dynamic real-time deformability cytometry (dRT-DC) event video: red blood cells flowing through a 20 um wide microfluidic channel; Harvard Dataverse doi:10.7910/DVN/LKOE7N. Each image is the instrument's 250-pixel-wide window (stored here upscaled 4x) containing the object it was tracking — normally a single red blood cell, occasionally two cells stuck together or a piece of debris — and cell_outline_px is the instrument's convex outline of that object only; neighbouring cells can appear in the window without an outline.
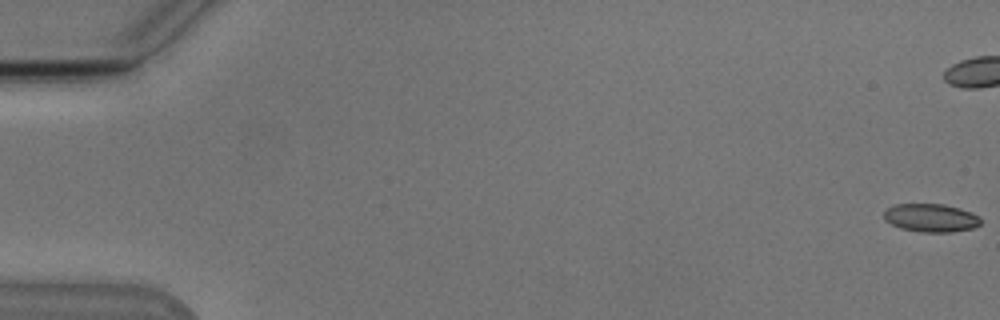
{"species": "Egyptian fruit bat (a non-hibernating species)", "species_latin": "Rousettus aegyptiacus", "temperature_condition": "cold", "stored_images_in_passage": 56, "camera_frame_rate_fps": 3000, "um_per_image_px": 0.085, "animal": {"sex": "male"}, "frame": {"image": 1, "passage_image": 1, "time_ms": 0.0, "image_size_px": [1000, 320], "cell_outline_px": [[980, 224], [972, 228], [952, 232], [920, 232], [900, 228], [884, 220], [884, 212], [888, 208], [896, 204], [944, 204], [960, 208], [972, 212], [980, 216]], "centroid_in_image_um": [79.14, 18.51], "position_along_channel_um": 5.9, "area_um2": 15.95}}
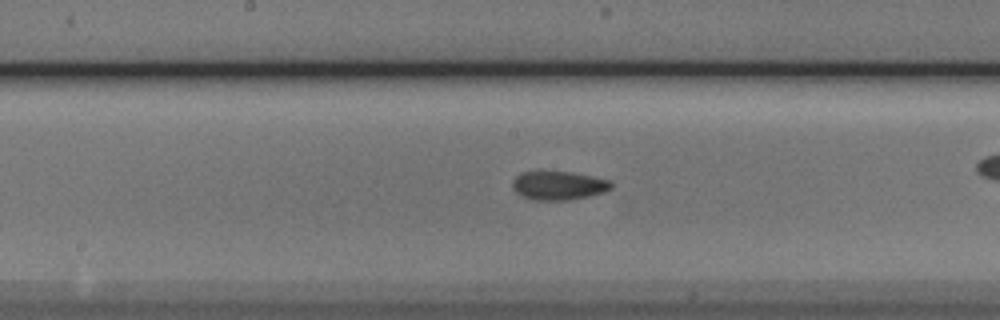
{"frame": {"image": 2, "passage_image": 29, "time_ms": 9.333, "image_size_px": [1000, 320], "cell_outline_px": [[612, 188], [604, 192], [588, 196], [568, 200], [532, 200], [520, 196], [512, 188], [512, 180], [520, 172], [568, 172], [592, 176], [612, 180]], "centroid_in_image_um": [47.46, 15.78], "position_along_channel_um": 200.7, "area_um2": 16.59}}
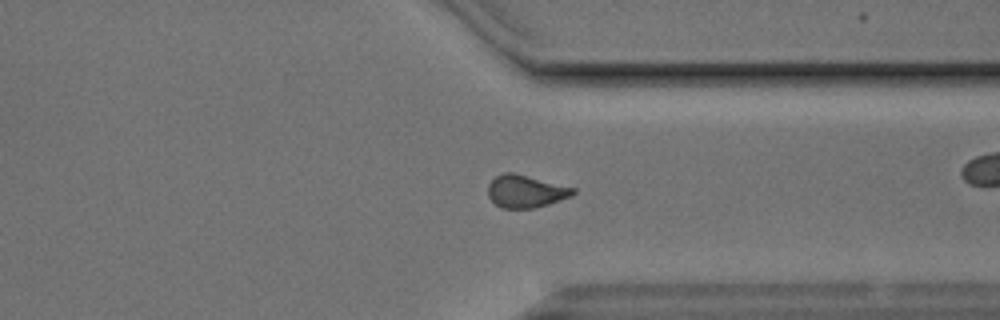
{"frame": {"image": 3, "passage_image": 42, "time_ms": 13.667, "image_size_px": [1000, 320], "cell_outline_px": [[576, 192], [572, 196], [548, 204], [532, 208], [500, 208], [488, 196], [488, 184], [496, 176], [504, 172], [512, 172], [576, 188]], "centroid_in_image_um": [44.68, 16.26], "position_along_channel_um": 366.7, "area_um2": 16.07}, "authors_computed_cell_mechanics": {"area_um2": 16.2129, "velocity_mm_per_s": 3.8289, "shape_relaxation_time_tau1_ms": null, "shape_relaxation_time_tau2_ms": 2.2339, "deformation_change_tau1": null, "deformation_change_tau2": 0.0673}}